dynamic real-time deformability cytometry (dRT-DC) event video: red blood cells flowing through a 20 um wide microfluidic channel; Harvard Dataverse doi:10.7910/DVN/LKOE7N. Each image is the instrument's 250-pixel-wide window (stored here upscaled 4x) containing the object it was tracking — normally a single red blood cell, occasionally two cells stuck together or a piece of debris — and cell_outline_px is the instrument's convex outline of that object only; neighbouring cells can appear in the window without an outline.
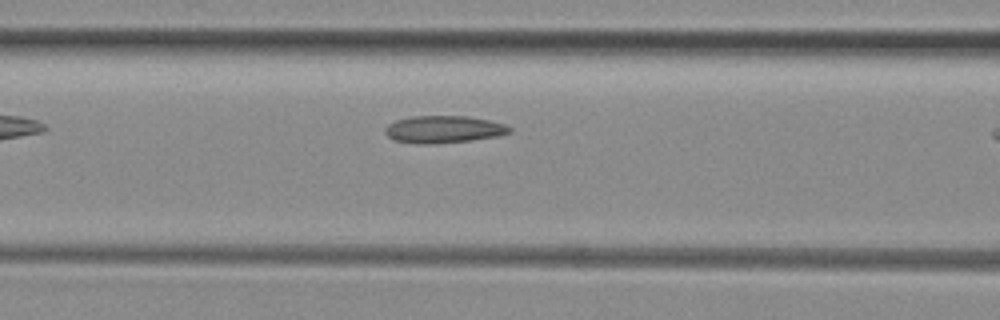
{"species": "common noctule bat (a hibernating species)", "species_latin": "Nyctalus noctula", "temperature_condition": "room temperature", "stored_images_in_passage": 7, "camera_frame_rate_fps": 3000, "um_per_image_px": 0.085, "animal": {"sex": "female", "body_mass_g": 29.2, "forearm_length_mm": 56.3}, "frame": {"image": 1, "passage_image": 6, "time_ms": 1.667, "image_size_px": [1000, 320], "cell_outline_px": [[512, 132], [496, 136], [472, 140], [428, 144], [416, 144], [392, 140], [384, 132], [384, 128], [388, 124], [396, 120], [412, 116], [468, 116], [488, 120], [504, 124], [512, 128]], "centroid_in_image_um": [37.67, 10.99], "position_along_channel_um": 128.9, "area_um2": 19.83}}